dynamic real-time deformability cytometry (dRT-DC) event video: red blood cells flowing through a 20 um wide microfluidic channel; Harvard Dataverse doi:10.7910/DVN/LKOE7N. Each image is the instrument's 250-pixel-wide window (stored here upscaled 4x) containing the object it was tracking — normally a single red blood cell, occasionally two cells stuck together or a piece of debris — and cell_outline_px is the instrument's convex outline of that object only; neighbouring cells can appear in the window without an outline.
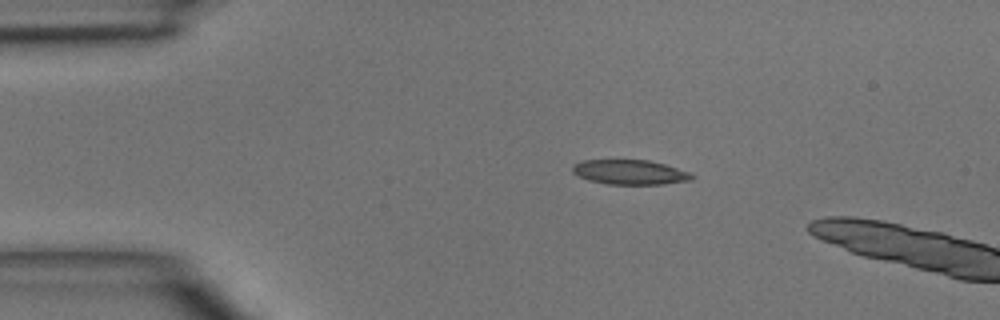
{"species": "common noctule bat (a hibernating species)", "species_latin": "Nyctalus noctula", "temperature_condition": "room temperature", "stored_images_in_passage": 4, "camera_frame_rate_fps": 3000, "um_per_image_px": 0.085, "animal": {"sex": "male", "body_mass_g": 15.6}, "frame": {"image": 1, "passage_image": 1, "time_ms": 0.0, "image_size_px": [1000, 320], "cell_outline_px": [[696, 176], [692, 180], [664, 184], [608, 184], [588, 180], [572, 172], [572, 164], [580, 160], [648, 160], [664, 164], [692, 172]], "centroid_in_image_um": [53.57, 14.63], "position_along_channel_um": 31.4, "area_um2": 17.34}}